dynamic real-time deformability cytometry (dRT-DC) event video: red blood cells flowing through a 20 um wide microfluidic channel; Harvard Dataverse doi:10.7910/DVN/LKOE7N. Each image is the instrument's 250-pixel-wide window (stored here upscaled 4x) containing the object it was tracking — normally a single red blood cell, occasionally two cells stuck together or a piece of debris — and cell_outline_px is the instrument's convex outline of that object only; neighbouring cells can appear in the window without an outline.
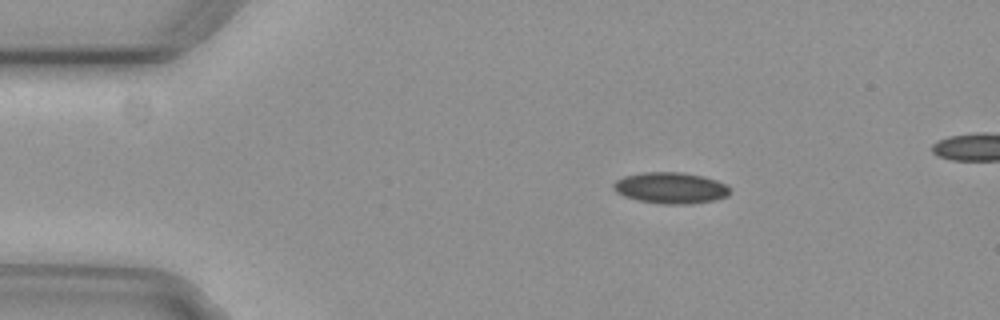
{"species": "common noctule bat (a hibernating species)", "species_latin": "Nyctalus noctula", "temperature_condition": "cold", "stored_images_in_passage": 4, "camera_frame_rate_fps": 3000, "um_per_image_px": 0.085, "animal": {"sex": "female", "body_mass_g": 29.2, "forearm_length_mm": 56.3}, "frame": {"image": 1, "passage_image": 1, "time_ms": 0.0, "image_size_px": [1000, 320], "cell_outline_px": [[728, 196], [716, 200], [692, 204], [660, 204], [636, 200], [624, 196], [616, 192], [612, 188], [612, 184], [616, 180], [624, 176], [640, 172], [680, 172], [704, 176], [716, 180], [724, 184], [728, 188]], "centroid_in_image_um": [56.96, 15.98], "position_along_channel_um": 28.0, "area_um2": 21.39}}